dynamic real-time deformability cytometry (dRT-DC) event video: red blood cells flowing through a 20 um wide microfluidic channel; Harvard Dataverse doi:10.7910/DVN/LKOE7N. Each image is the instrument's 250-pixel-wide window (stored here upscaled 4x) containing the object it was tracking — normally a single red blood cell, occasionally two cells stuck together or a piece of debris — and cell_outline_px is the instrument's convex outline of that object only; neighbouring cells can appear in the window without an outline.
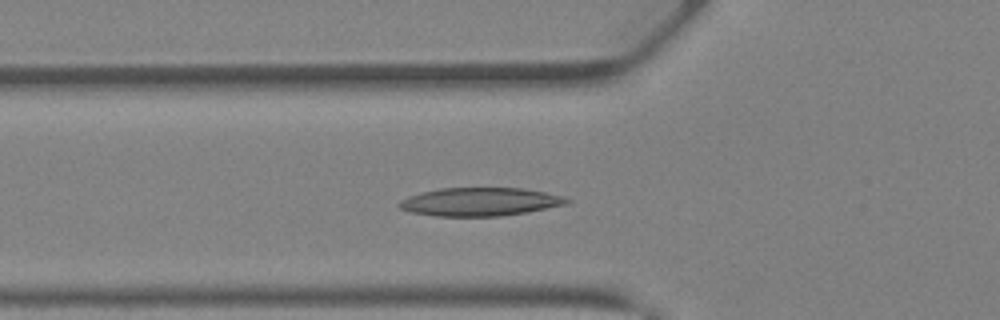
{"species": "Egyptian fruit bat (a non-hibernating species)", "species_latin": "Rousettus aegyptiacus", "temperature_condition": "warm", "stored_images_in_passage": 34, "camera_frame_rate_fps": 3000, "um_per_image_px": 0.085, "animal": {"sex": "female"}, "frame": {"image": 1, "passage_image": 7, "time_ms": 2.0, "image_size_px": [1000, 320], "cell_outline_px": [[572, 200], [568, 204], [528, 212], [500, 216], [436, 216], [412, 212], [400, 208], [396, 204], [400, 200], [408, 196], [420, 192], [440, 188], [524, 188], [544, 192], [560, 196]], "centroid_in_image_um": [40.78, 17.15], "position_along_channel_um": 85.0, "area_um2": 27.69}}
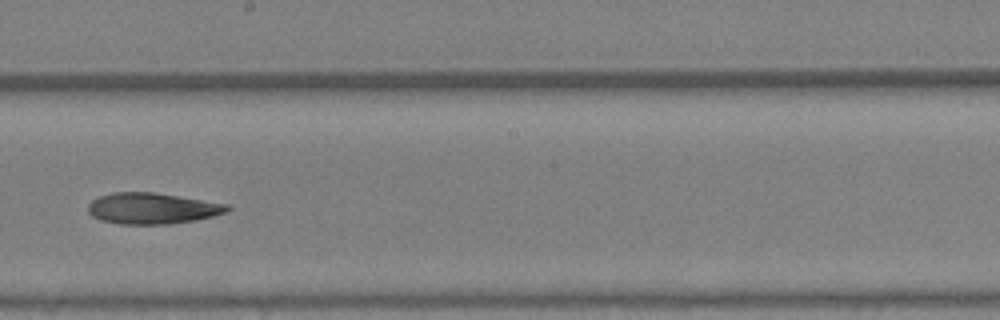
{"frame": {"image": 2, "passage_image": 16, "time_ms": 5.0, "image_size_px": [1000, 320], "cell_outline_px": [[232, 208], [228, 212], [196, 220], [168, 224], [120, 224], [100, 220], [92, 216], [88, 212], [88, 204], [92, 200], [100, 196], [112, 192], [156, 192], [228, 204]], "centroid_in_image_um": [12.94, 17.71], "position_along_channel_um": 235.3, "area_um2": 25.37}}
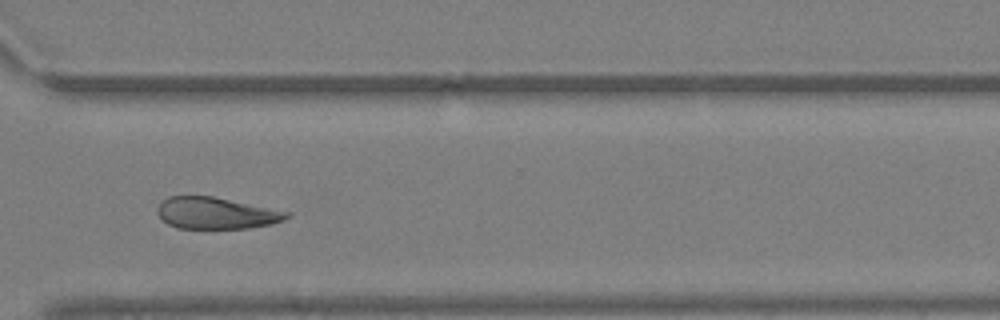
{"frame": {"image": 3, "passage_image": 23, "time_ms": 7.333, "image_size_px": [1000, 320], "cell_outline_px": [[292, 216], [284, 220], [272, 224], [248, 228], [176, 228], [168, 224], [156, 212], [156, 208], [160, 200], [168, 196], [212, 196], [292, 212]], "centroid_in_image_um": [18.38, 18.11], "position_along_channel_um": 352.2, "area_um2": 24.04}}